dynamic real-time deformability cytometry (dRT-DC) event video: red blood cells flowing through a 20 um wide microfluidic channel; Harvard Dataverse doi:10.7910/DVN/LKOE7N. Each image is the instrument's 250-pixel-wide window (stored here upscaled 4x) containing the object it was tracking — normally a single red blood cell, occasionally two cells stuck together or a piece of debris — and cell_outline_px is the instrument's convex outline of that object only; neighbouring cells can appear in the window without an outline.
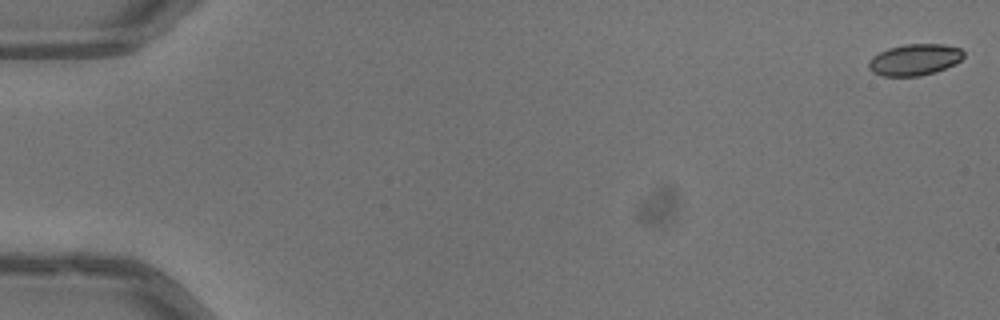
{"species": "common noctule bat (a hibernating species)", "species_latin": "Nyctalus noctula", "temperature_condition": "warm", "stored_images_in_passage": 52, "camera_frame_rate_fps": 3000, "um_per_image_px": 0.085, "animal": {"sex": "male", "body_mass_g": 13.3}, "frame": {"image": 1, "passage_image": 1, "time_ms": 0.0, "image_size_px": [1000, 320], "cell_outline_px": [[964, 56], [956, 64], [920, 76], [884, 76], [872, 72], [868, 68], [868, 60], [872, 56], [888, 48], [904, 44], [944, 44], [960, 48], [964, 52]], "centroid_in_image_um": [77.72, 5.06], "position_along_channel_um": 7.3, "area_um2": 17.4}}
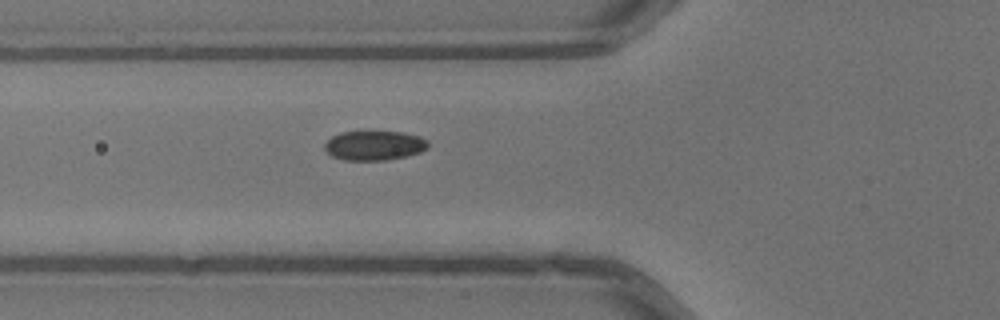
{"frame": {"image": 2, "passage_image": 20, "time_ms": 6.333, "image_size_px": [1000, 320], "cell_outline_px": [[428, 148], [420, 152], [404, 156], [384, 160], [344, 160], [332, 156], [324, 148], [324, 144], [332, 136], [340, 132], [368, 128], [372, 128], [404, 132], [420, 136], [428, 140]], "centroid_in_image_um": [31.81, 12.29], "position_along_channel_um": 94.0, "area_um2": 18.67}}
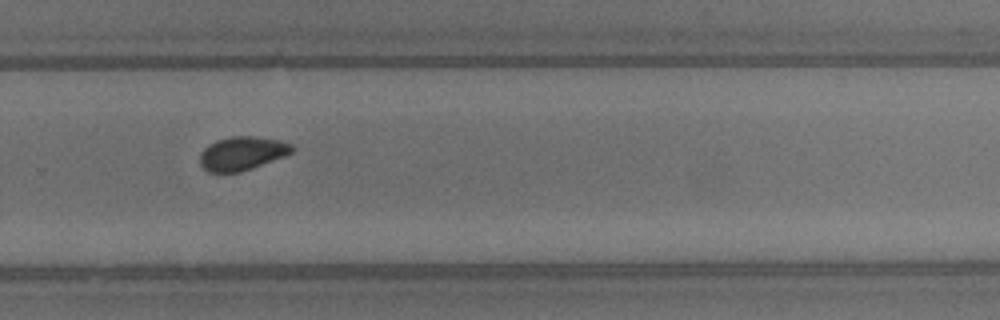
{"frame": {"image": 3, "passage_image": 36, "time_ms": 11.667, "image_size_px": [1000, 320], "cell_outline_px": [[296, 148], [292, 152], [284, 156], [252, 168], [240, 172], [208, 172], [200, 164], [200, 152], [208, 144], [216, 140], [232, 136], [256, 136], [280, 140], [292, 144]], "centroid_in_image_um": [20.58, 13.02], "position_along_channel_um": 309.2, "area_um2": 18.15}, "authors_computed_cell_mechanics": {"area_um2": 17.7735, "velocity_mm_per_s": 4.0388, "shape_relaxation_time_tau1_ms": 5.3689, "shape_relaxation_time_tau2_ms": 2.2285, "deformation_change_tau1": 0.0836, "deformation_change_tau2": 0.0543}}